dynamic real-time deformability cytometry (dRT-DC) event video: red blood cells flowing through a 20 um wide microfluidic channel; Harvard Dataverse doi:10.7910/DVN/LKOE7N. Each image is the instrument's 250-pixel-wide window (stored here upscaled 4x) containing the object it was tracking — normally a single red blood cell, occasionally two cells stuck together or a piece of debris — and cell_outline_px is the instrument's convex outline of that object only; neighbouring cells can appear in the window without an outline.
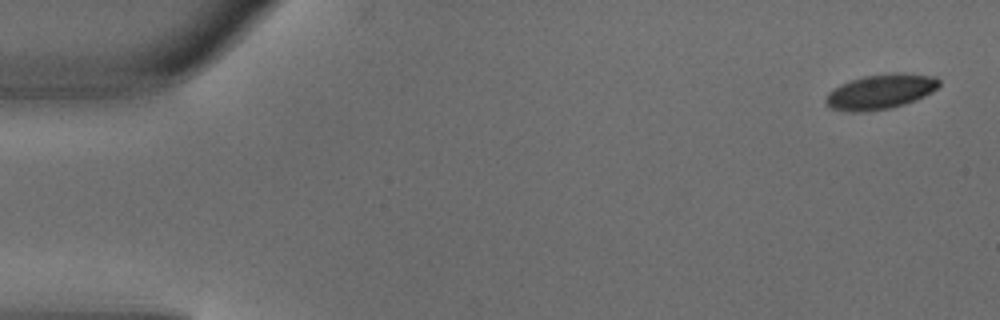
{"species": "common noctule bat (a hibernating species)", "species_latin": "Nyctalus noctula", "temperature_condition": "warm", "stored_images_in_passage": 4, "segment_of_instrument_passage": [2, 2], "camera_frame_rate_fps": 3000, "um_per_image_px": 0.085, "animal": {"sex": "male", "body_mass_g": 18.8}, "frame": {"image": 1, "passage_image": 4, "time_ms": 1.0, "image_size_px": [1000, 320], "cell_outline_px": [[940, 84], [932, 92], [916, 100], [904, 104], [888, 108], [864, 112], [848, 112], [828, 108], [824, 100], [828, 92], [832, 88], [840, 84], [864, 76], [888, 72], [904, 72], [936, 76], [940, 80]], "centroid_in_image_um": [74.82, 7.78], "position_along_channel_um": 10.2, "area_um2": 23.47}}